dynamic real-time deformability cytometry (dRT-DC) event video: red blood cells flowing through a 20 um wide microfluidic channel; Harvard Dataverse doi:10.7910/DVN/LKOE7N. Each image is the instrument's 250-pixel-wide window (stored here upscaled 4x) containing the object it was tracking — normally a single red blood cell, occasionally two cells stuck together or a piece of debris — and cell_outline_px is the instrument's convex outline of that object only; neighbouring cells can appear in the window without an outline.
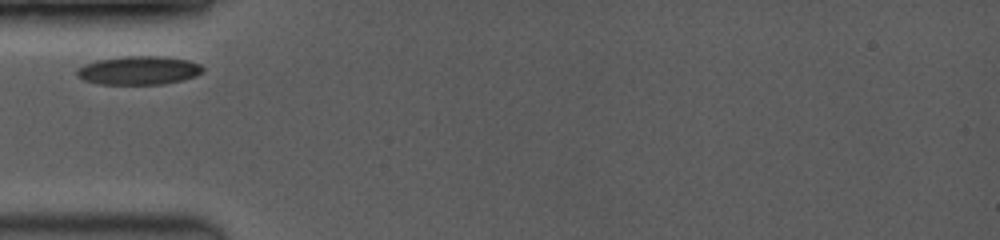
{"species": "common noctule bat (a hibernating species)", "species_latin": "Nyctalus noctula", "temperature_condition": "room temperature", "stored_images_in_passage": 7, "camera_frame_rate_fps": 3500, "um_per_image_px": 0.085, "animal": {"sex": "female", "body_mass_g": 19.0, "forearm_length_mm": 53.3}, "frame": {"image": 1, "passage_image": 1, "time_ms": 0.0, "image_size_px": [1000, 240], "cell_outline_px": [[204, 72], [196, 76], [164, 84], [100, 84], [84, 80], [76, 76], [76, 68], [84, 64], [96, 60], [124, 56], [160, 56], [188, 60], [200, 64], [204, 68]], "centroid_in_image_um": [11.78, 5.98], "position_along_channel_um": 73.2, "area_um2": 21.1}}
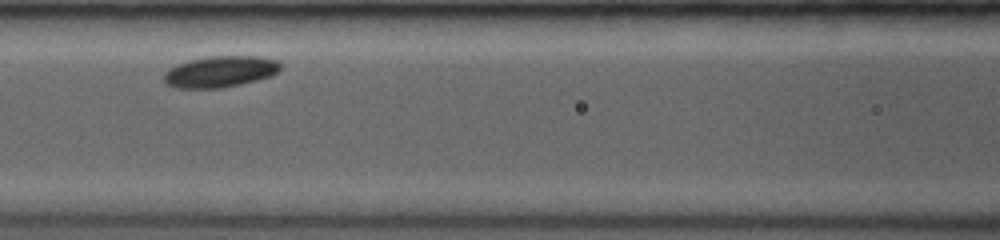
{"frame": {"image": 2, "passage_image": 4, "time_ms": 2.0, "image_size_px": [1000, 240], "cell_outline_px": [[280, 68], [276, 72], [268, 76], [256, 80], [240, 84], [220, 88], [176, 88], [164, 84], [164, 72], [168, 68], [176, 64], [208, 56], [260, 56], [280, 60]], "centroid_in_image_um": [18.68, 6.08], "position_along_channel_um": 147.9, "area_um2": 21.27}}
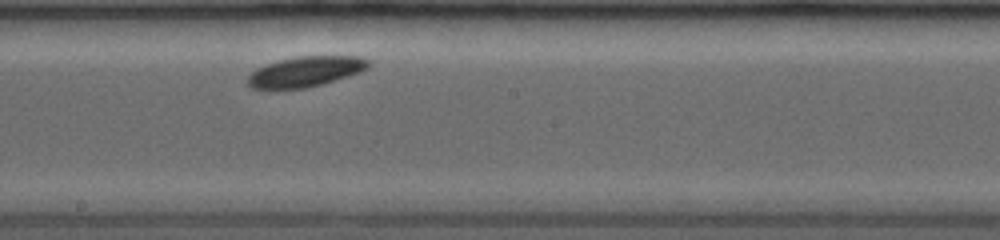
{"frame": {"image": 3, "passage_image": 7, "time_ms": 4.0, "image_size_px": [1000, 240], "cell_outline_px": [[368, 68], [360, 72], [320, 84], [304, 88], [276, 92], [252, 88], [244, 80], [256, 68], [280, 60], [300, 56], [360, 56], [368, 60]], "centroid_in_image_um": [25.86, 6.13], "position_along_channel_um": 222.3, "area_um2": 21.68}}